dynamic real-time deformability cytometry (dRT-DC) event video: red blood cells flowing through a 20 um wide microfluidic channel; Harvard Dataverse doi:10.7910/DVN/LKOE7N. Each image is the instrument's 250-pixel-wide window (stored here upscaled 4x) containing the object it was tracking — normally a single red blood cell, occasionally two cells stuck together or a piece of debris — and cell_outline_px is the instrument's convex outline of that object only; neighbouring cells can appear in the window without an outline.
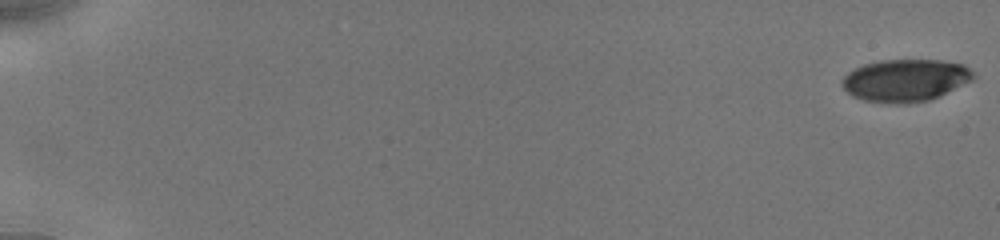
{"species": "human", "species_latin": "Homo sapiens", "temperature_condition": "cold", "stored_images_in_passage": 20, "camera_frame_rate_fps": 3000, "um_per_image_px": 0.085, "donor": {"sex": "male"}, "frame": {"image": 1, "passage_image": 1, "time_ms": 0.0, "image_size_px": [1000, 240], "cell_outline_px": [[972, 80], [940, 96], [928, 100], [908, 104], [896, 104], [864, 100], [852, 96], [840, 84], [840, 80], [848, 72], [864, 64], [880, 60], [940, 60], [964, 64], [972, 72]], "centroid_in_image_um": [76.92, 6.83], "position_along_channel_um": 8.1, "area_um2": 32.37}}
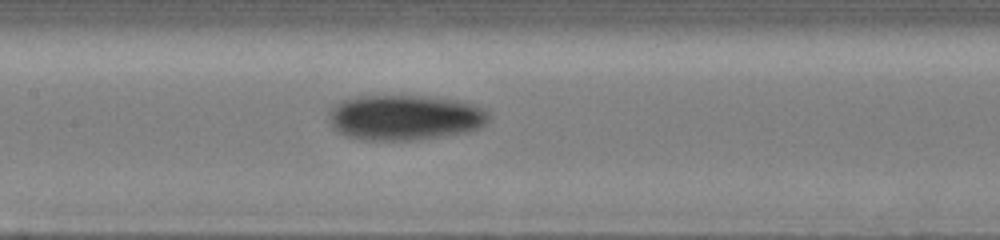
{"frame": {"image": 2, "passage_image": 14, "time_ms": 9.333, "image_size_px": [1000, 240], "cell_outline_px": [[488, 120], [480, 128], [468, 132], [412, 140], [364, 140], [348, 136], [340, 132], [332, 124], [328, 116], [328, 112], [340, 100], [360, 96], [424, 96], [464, 100], [484, 108], [488, 112]], "centroid_in_image_um": [34.45, 9.97], "position_along_channel_um": 173.0, "area_um2": 42.31}}
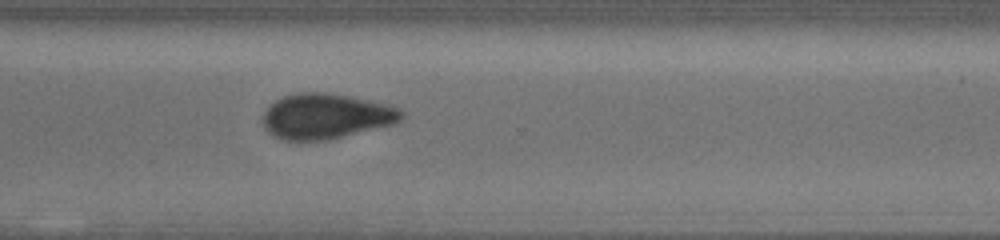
{"frame": {"image": 3, "passage_image": 20, "time_ms": 13.667, "image_size_px": [1000, 240], "cell_outline_px": [[404, 116], [396, 124], [324, 140], [284, 140], [272, 136], [264, 128], [264, 112], [276, 100], [284, 96], [300, 92], [324, 92], [348, 96], [400, 108], [404, 112]], "centroid_in_image_um": [27.7, 9.88], "position_along_channel_um": 342.9, "area_um2": 36.18}}